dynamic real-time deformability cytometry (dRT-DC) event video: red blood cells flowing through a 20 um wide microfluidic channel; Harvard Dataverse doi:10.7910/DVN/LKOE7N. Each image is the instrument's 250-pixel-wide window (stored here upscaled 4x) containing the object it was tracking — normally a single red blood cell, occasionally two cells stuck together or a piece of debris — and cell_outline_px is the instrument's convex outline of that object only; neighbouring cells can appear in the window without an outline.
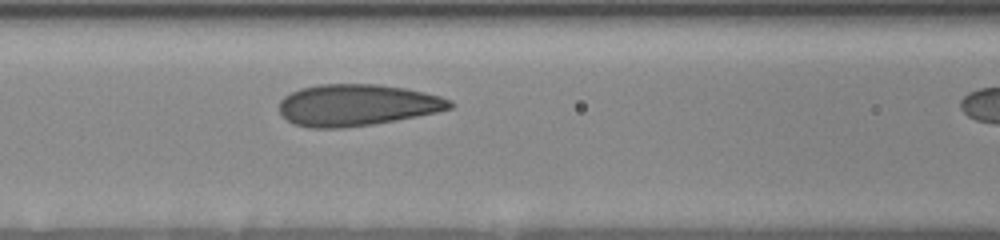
{"species": "human", "species_latin": "Homo sapiens", "temperature_condition": "room temperature", "stored_images_in_passage": 5, "segment_of_instrument_passage": [1, 2], "camera_frame_rate_fps": 3000, "um_per_image_px": 0.085, "donor": {"sex": "female"}, "frame": {"image": 1, "passage_image": 4, "time_ms": 2.667, "image_size_px": [1000, 240], "cell_outline_px": [[452, 108], [436, 112], [396, 120], [372, 124], [340, 128], [308, 128], [292, 124], [280, 112], [280, 100], [284, 96], [300, 88], [320, 84], [376, 84], [404, 88], [424, 92], [440, 96], [452, 100]], "centroid_in_image_um": [30.32, 8.93], "position_along_channel_um": 136.3, "area_um2": 41.27}}